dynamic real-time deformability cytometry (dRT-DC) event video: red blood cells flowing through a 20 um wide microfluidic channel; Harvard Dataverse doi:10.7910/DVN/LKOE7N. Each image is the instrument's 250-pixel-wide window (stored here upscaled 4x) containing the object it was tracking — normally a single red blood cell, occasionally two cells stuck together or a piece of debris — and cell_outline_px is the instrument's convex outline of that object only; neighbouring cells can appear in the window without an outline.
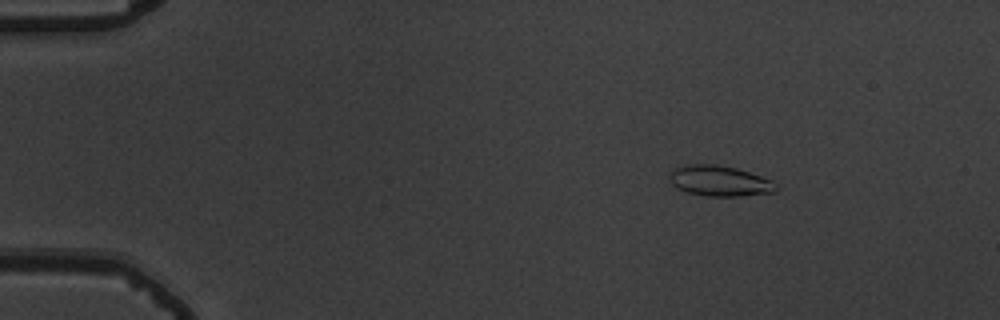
{"species": "common noctule bat (a hibernating species)", "species_latin": "Nyctalus noctula", "temperature_condition": "warm", "stored_images_in_passage": 53, "camera_frame_rate_fps": 3000, "um_per_image_px": 0.085, "animal": {"sex": "male", "body_mass_g": 19.5, "forearm_length_mm": 54.6}, "frame": {"image": 1, "passage_image": 5, "time_ms": 1.333, "image_size_px": [1000, 320], "cell_outline_px": [[776, 192], [740, 196], [704, 196], [688, 192], [676, 188], [672, 184], [668, 172], [676, 168], [688, 164], [716, 164], [736, 168], [772, 180], [776, 184]], "centroid_in_image_um": [61.15, 15.38], "position_along_channel_um": 23.9, "area_um2": 18.96}}
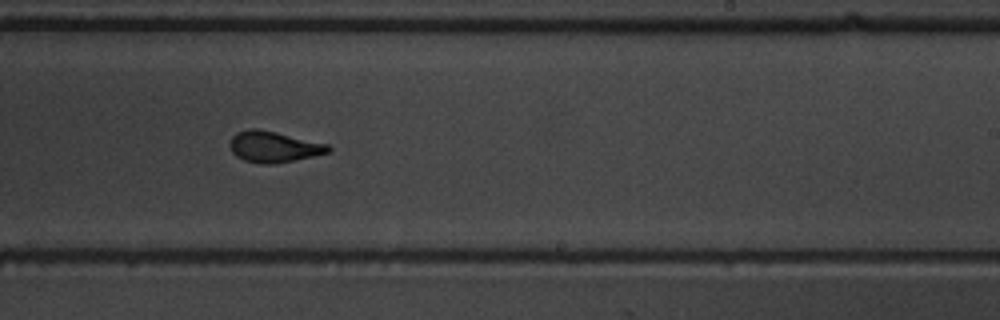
{"frame": {"image": 2, "passage_image": 32, "time_ms": 10.333, "image_size_px": [1000, 320], "cell_outline_px": [[332, 148], [328, 152], [312, 156], [272, 164], [260, 164], [244, 160], [236, 156], [232, 152], [228, 144], [232, 136], [236, 132], [252, 128], [256, 128], [276, 132], [328, 144]], "centroid_in_image_um": [23.21, 12.47], "position_along_channel_um": 265.8, "area_um2": 17.69}}
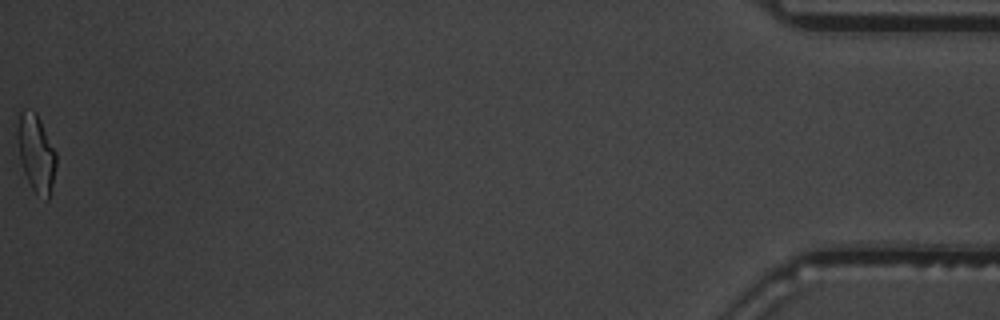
{"frame": {"image": 3, "passage_image": 53, "time_ms": 17.333, "image_size_px": [1000, 320], "cell_outline_px": [[56, 168], [48, 200], [44, 200], [36, 196], [24, 172], [20, 160], [16, 136], [16, 128], [20, 112], [24, 108], [32, 108], [36, 112], [56, 152]], "centroid_in_image_um": [3.05, 13.0], "position_along_channel_um": 432.1, "area_um2": 17.74}, "authors_computed_cell_mechanics": {"area_um2": 17.8024, "velocity_mm_per_s": 3.6899, "shape_relaxation_time_tau1_ms": 5.6995, "shape_relaxation_time_tau2_ms": 1.0674, "deformation_change_tau1": 0.1691, "deformation_change_tau2": 0.0806}}